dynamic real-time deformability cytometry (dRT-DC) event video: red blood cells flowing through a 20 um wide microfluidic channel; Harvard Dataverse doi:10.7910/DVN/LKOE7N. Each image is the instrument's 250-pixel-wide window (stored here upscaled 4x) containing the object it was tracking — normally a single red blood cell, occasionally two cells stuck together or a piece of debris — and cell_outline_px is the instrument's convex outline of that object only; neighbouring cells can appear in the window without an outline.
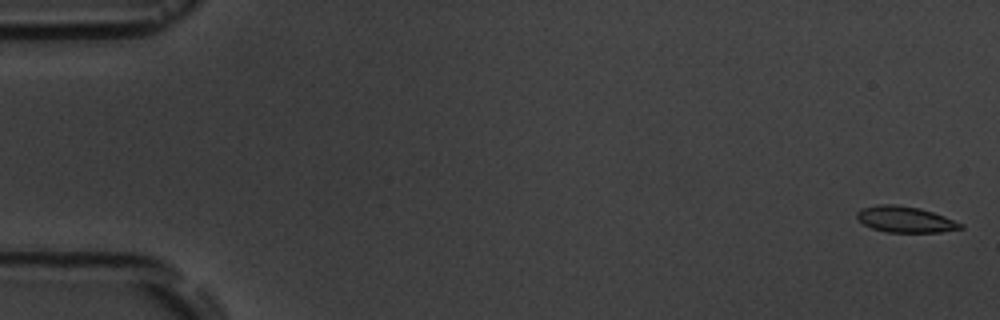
{"species": "common noctule bat (a hibernating species)", "species_latin": "Nyctalus noctula", "temperature_condition": "room temperature", "stored_images_in_passage": 6, "camera_frame_rate_fps": 3000, "um_per_image_px": 0.085, "animal": {"sex": "male", "body_mass_g": 19.5, "forearm_length_mm": 54.6}, "frame": {"image": 1, "passage_image": 1, "time_ms": 0.0, "image_size_px": [1000, 320], "cell_outline_px": [[964, 228], [940, 232], [888, 232], [872, 228], [864, 224], [856, 216], [856, 212], [860, 208], [876, 204], [896, 204], [920, 208], [944, 216], [964, 224]], "centroid_in_image_um": [76.94, 18.64], "position_along_channel_um": 8.1, "area_um2": 15.78}}
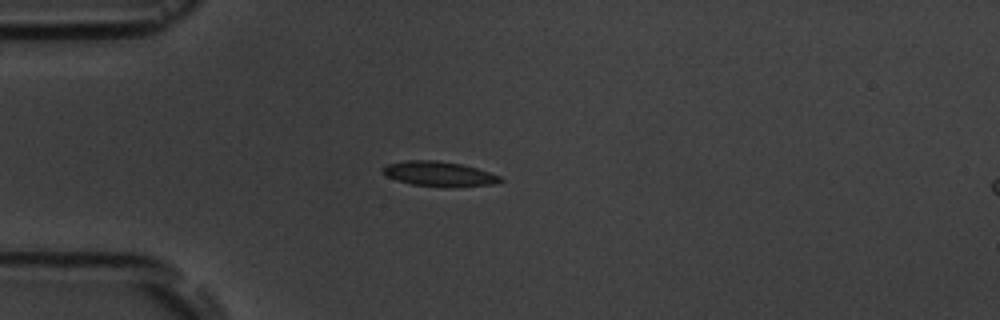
{"frame": {"image": 2, "passage_image": 5, "time_ms": 4.667, "image_size_px": [1000, 320], "cell_outline_px": [[504, 180], [492, 184], [412, 184], [396, 180], [388, 176], [380, 168], [388, 164], [408, 160], [436, 160], [460, 164], [476, 168], [500, 176]], "centroid_in_image_um": [37.24, 14.72], "position_along_channel_um": 47.8, "area_um2": 15.78}}